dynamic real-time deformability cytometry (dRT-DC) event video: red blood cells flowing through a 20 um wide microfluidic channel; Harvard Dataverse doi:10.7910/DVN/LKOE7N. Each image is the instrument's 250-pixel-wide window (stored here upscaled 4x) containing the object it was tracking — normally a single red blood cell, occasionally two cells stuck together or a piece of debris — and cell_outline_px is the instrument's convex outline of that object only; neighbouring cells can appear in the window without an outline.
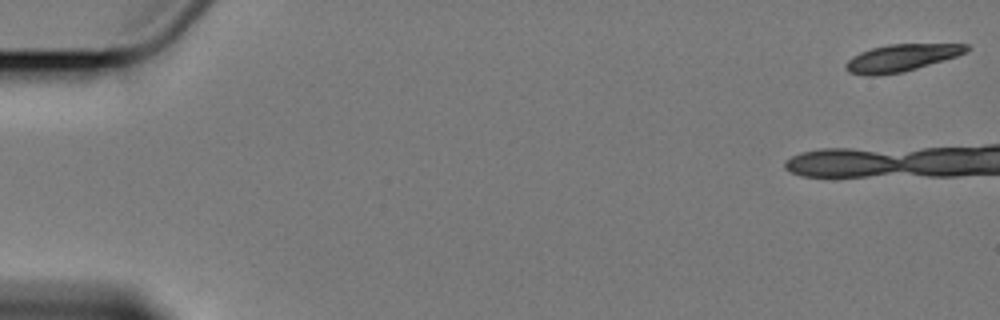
{"species": "Egyptian fruit bat (a non-hibernating species)", "species_latin": "Rousettus aegyptiacus", "temperature_condition": "cold", "stored_images_in_passage": 3, "camera_frame_rate_fps": 3000, "um_per_image_px": 0.085, "animal": {"sex": "female"}, "frame": {"image": 1, "passage_image": 1, "time_ms": 0.0, "image_size_px": [1000, 320], "cell_outline_px": [[972, 48], [968, 52], [944, 60], [904, 72], [876, 76], [868, 76], [848, 72], [844, 68], [844, 64], [852, 56], [860, 52], [872, 48], [888, 44], [968, 44]], "centroid_in_image_um": [76.61, 4.92], "position_along_channel_um": 8.4, "area_um2": 19.31}}